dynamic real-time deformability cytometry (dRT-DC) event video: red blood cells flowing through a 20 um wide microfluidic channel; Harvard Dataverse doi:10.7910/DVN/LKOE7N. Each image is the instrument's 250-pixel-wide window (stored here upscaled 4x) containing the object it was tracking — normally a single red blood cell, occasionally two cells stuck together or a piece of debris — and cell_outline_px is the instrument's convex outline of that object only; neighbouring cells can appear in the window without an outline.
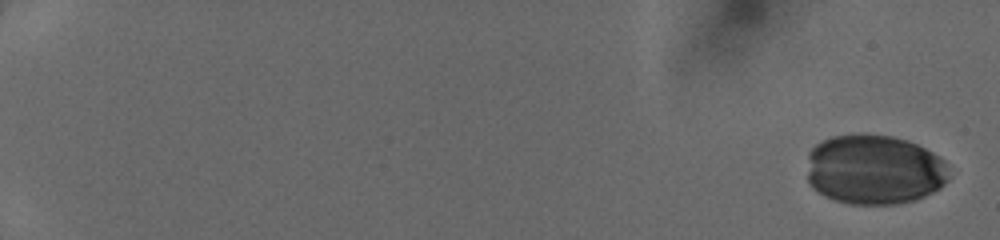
{"species": "human", "species_latin": "Homo sapiens", "temperature_condition": "cold", "stored_images_in_passage": 10, "camera_frame_rate_fps": 3000, "um_per_image_px": 0.085, "donor": {"sex": "female"}, "frame": {"image": 1, "passage_image": 1, "time_ms": 0.0, "image_size_px": [1000, 240], "cell_outline_px": [[948, 180], [940, 188], [916, 200], [896, 204], [848, 204], [824, 196], [812, 188], [808, 184], [808, 152], [816, 144], [832, 136], [892, 136], [908, 140], [940, 156], [944, 160], [948, 176]], "centroid_in_image_um": [74.3, 14.45], "position_along_channel_um": 10.7, "area_um2": 57.63}}